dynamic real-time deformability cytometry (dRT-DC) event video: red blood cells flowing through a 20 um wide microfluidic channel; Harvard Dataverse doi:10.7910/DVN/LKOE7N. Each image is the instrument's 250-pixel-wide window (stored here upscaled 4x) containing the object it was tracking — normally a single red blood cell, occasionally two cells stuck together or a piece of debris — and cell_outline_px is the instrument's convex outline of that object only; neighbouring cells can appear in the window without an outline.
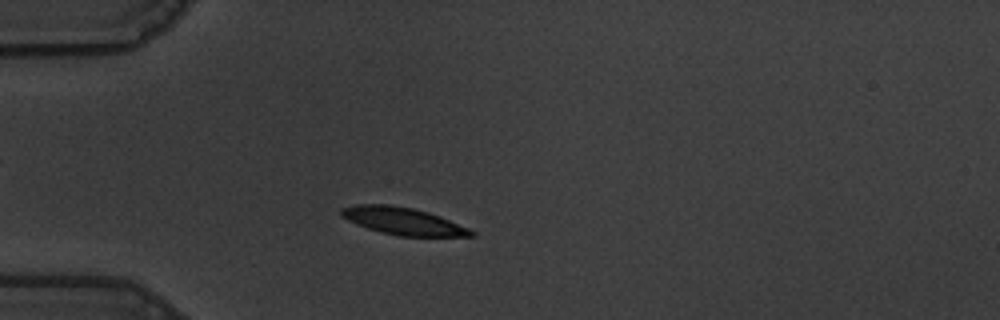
{"species": "common noctule bat (a hibernating species)", "species_latin": "Nyctalus noctula", "temperature_condition": "warm", "stored_images_in_passage": 51, "camera_frame_rate_fps": 3000, "um_per_image_px": 0.085, "animal": {"sex": "male", "body_mass_g": 19.5, "forearm_length_mm": 54.6}, "frame": {"image": 1, "passage_image": 10, "time_ms": 3.0, "image_size_px": [1000, 320], "cell_outline_px": [[476, 236], [400, 236], [380, 232], [356, 224], [340, 216], [340, 208], [356, 204], [392, 204], [412, 208], [428, 212], [440, 216], [468, 228], [476, 232]], "centroid_in_image_um": [34.23, 18.78], "position_along_channel_um": 50.8, "area_um2": 20.69}}
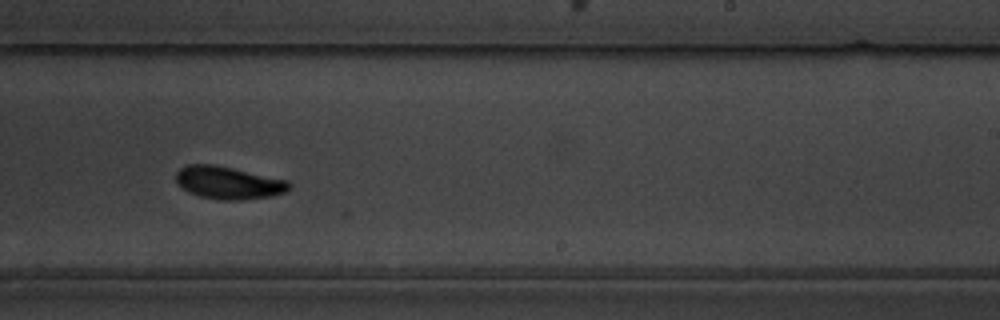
{"frame": {"image": 2, "passage_image": 30, "time_ms": 9.667, "image_size_px": [1000, 320], "cell_outline_px": [[292, 188], [284, 192], [272, 196], [240, 200], [220, 200], [200, 196], [188, 192], [176, 180], [176, 172], [180, 168], [188, 164], [216, 164], [288, 180], [292, 184]], "centroid_in_image_um": [19.45, 15.52], "position_along_channel_um": 269.6, "area_um2": 21.62}}
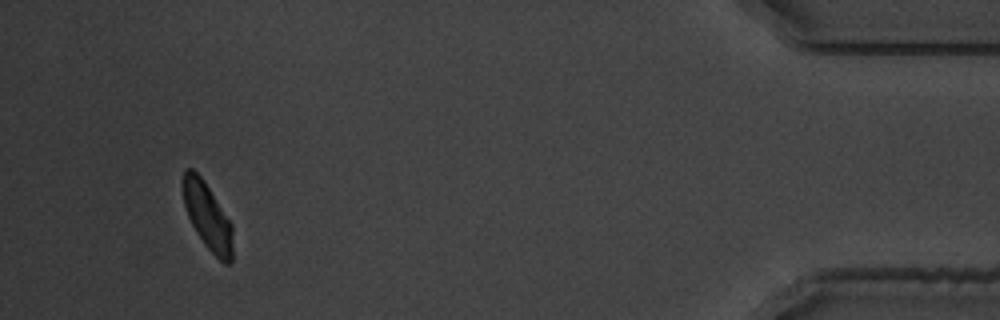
{"frame": {"image": 3, "passage_image": 48, "time_ms": 15.667, "image_size_px": [1000, 320], "cell_outline_px": [[232, 260], [228, 264], [224, 264], [204, 244], [196, 232], [188, 216], [184, 204], [180, 184], [184, 168], [192, 168], [204, 180], [232, 224]], "centroid_in_image_um": [17.6, 18.33], "position_along_channel_um": 417.6, "area_um2": 19.54}, "authors_computed_cell_mechanics": {"area_um2": 20.9814, "velocity_mm_per_s": 3.5297, "shape_relaxation_time_tau1_ms": 2.3114, "shape_relaxation_time_tau2_ms": 2.4327, "deformation_change_tau1": 0.1288, "deformation_change_tau2": 0.0675}}